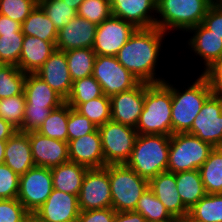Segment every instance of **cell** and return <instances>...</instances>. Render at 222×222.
Listing matches in <instances>:
<instances>
[{
  "mask_svg": "<svg viewBox=\"0 0 222 222\" xmlns=\"http://www.w3.org/2000/svg\"><path fill=\"white\" fill-rule=\"evenodd\" d=\"M170 139L168 135L138 134L126 165L148 181L167 171Z\"/></svg>",
  "mask_w": 222,
  "mask_h": 222,
  "instance_id": "3957f363",
  "label": "cell"
},
{
  "mask_svg": "<svg viewBox=\"0 0 222 222\" xmlns=\"http://www.w3.org/2000/svg\"><path fill=\"white\" fill-rule=\"evenodd\" d=\"M75 110L97 127L111 120L110 97L105 95L81 103Z\"/></svg>",
  "mask_w": 222,
  "mask_h": 222,
  "instance_id": "d590c367",
  "label": "cell"
},
{
  "mask_svg": "<svg viewBox=\"0 0 222 222\" xmlns=\"http://www.w3.org/2000/svg\"><path fill=\"white\" fill-rule=\"evenodd\" d=\"M167 33L158 27L137 28L117 54L118 62L140 82L161 83L156 75L161 45Z\"/></svg>",
  "mask_w": 222,
  "mask_h": 222,
  "instance_id": "6da1fadb",
  "label": "cell"
},
{
  "mask_svg": "<svg viewBox=\"0 0 222 222\" xmlns=\"http://www.w3.org/2000/svg\"><path fill=\"white\" fill-rule=\"evenodd\" d=\"M207 194L222 193V147H215L199 168Z\"/></svg>",
  "mask_w": 222,
  "mask_h": 222,
  "instance_id": "f1b7e54d",
  "label": "cell"
},
{
  "mask_svg": "<svg viewBox=\"0 0 222 222\" xmlns=\"http://www.w3.org/2000/svg\"><path fill=\"white\" fill-rule=\"evenodd\" d=\"M149 188L175 220L189 213L178 194L175 173L161 172L149 181Z\"/></svg>",
  "mask_w": 222,
  "mask_h": 222,
  "instance_id": "44dd1931",
  "label": "cell"
},
{
  "mask_svg": "<svg viewBox=\"0 0 222 222\" xmlns=\"http://www.w3.org/2000/svg\"><path fill=\"white\" fill-rule=\"evenodd\" d=\"M19 178L10 167L0 164V199H14L18 197Z\"/></svg>",
  "mask_w": 222,
  "mask_h": 222,
  "instance_id": "ee69618b",
  "label": "cell"
},
{
  "mask_svg": "<svg viewBox=\"0 0 222 222\" xmlns=\"http://www.w3.org/2000/svg\"><path fill=\"white\" fill-rule=\"evenodd\" d=\"M79 213L77 195L53 189L32 215V222H77Z\"/></svg>",
  "mask_w": 222,
  "mask_h": 222,
  "instance_id": "5bb4252c",
  "label": "cell"
},
{
  "mask_svg": "<svg viewBox=\"0 0 222 222\" xmlns=\"http://www.w3.org/2000/svg\"><path fill=\"white\" fill-rule=\"evenodd\" d=\"M113 222H146V219L134 210L116 212Z\"/></svg>",
  "mask_w": 222,
  "mask_h": 222,
  "instance_id": "f907efd6",
  "label": "cell"
},
{
  "mask_svg": "<svg viewBox=\"0 0 222 222\" xmlns=\"http://www.w3.org/2000/svg\"><path fill=\"white\" fill-rule=\"evenodd\" d=\"M65 53L73 81L92 75L96 53L91 48L73 49Z\"/></svg>",
  "mask_w": 222,
  "mask_h": 222,
  "instance_id": "4dcf8cb0",
  "label": "cell"
},
{
  "mask_svg": "<svg viewBox=\"0 0 222 222\" xmlns=\"http://www.w3.org/2000/svg\"><path fill=\"white\" fill-rule=\"evenodd\" d=\"M17 129L0 117V140H7Z\"/></svg>",
  "mask_w": 222,
  "mask_h": 222,
  "instance_id": "816d5d0a",
  "label": "cell"
},
{
  "mask_svg": "<svg viewBox=\"0 0 222 222\" xmlns=\"http://www.w3.org/2000/svg\"><path fill=\"white\" fill-rule=\"evenodd\" d=\"M98 129L87 117L68 105V142L81 136L95 132Z\"/></svg>",
  "mask_w": 222,
  "mask_h": 222,
  "instance_id": "b9f144b4",
  "label": "cell"
},
{
  "mask_svg": "<svg viewBox=\"0 0 222 222\" xmlns=\"http://www.w3.org/2000/svg\"><path fill=\"white\" fill-rule=\"evenodd\" d=\"M212 93L208 80L202 74L182 93L172 84V135L190 131L195 117Z\"/></svg>",
  "mask_w": 222,
  "mask_h": 222,
  "instance_id": "5b68a950",
  "label": "cell"
},
{
  "mask_svg": "<svg viewBox=\"0 0 222 222\" xmlns=\"http://www.w3.org/2000/svg\"><path fill=\"white\" fill-rule=\"evenodd\" d=\"M88 169L71 161L51 168L53 189L78 196Z\"/></svg>",
  "mask_w": 222,
  "mask_h": 222,
  "instance_id": "484cf974",
  "label": "cell"
},
{
  "mask_svg": "<svg viewBox=\"0 0 222 222\" xmlns=\"http://www.w3.org/2000/svg\"><path fill=\"white\" fill-rule=\"evenodd\" d=\"M172 83L144 82V107L136 125L140 135H172Z\"/></svg>",
  "mask_w": 222,
  "mask_h": 222,
  "instance_id": "7a4b0ae2",
  "label": "cell"
},
{
  "mask_svg": "<svg viewBox=\"0 0 222 222\" xmlns=\"http://www.w3.org/2000/svg\"><path fill=\"white\" fill-rule=\"evenodd\" d=\"M26 105L58 108L65 100L35 73H27L24 81Z\"/></svg>",
  "mask_w": 222,
  "mask_h": 222,
  "instance_id": "d4e9b609",
  "label": "cell"
},
{
  "mask_svg": "<svg viewBox=\"0 0 222 222\" xmlns=\"http://www.w3.org/2000/svg\"><path fill=\"white\" fill-rule=\"evenodd\" d=\"M111 120L136 128L144 107V82L110 97Z\"/></svg>",
  "mask_w": 222,
  "mask_h": 222,
  "instance_id": "9a60e30c",
  "label": "cell"
},
{
  "mask_svg": "<svg viewBox=\"0 0 222 222\" xmlns=\"http://www.w3.org/2000/svg\"><path fill=\"white\" fill-rule=\"evenodd\" d=\"M25 95L0 99V117L19 130L22 127L25 114Z\"/></svg>",
  "mask_w": 222,
  "mask_h": 222,
  "instance_id": "74e56055",
  "label": "cell"
},
{
  "mask_svg": "<svg viewBox=\"0 0 222 222\" xmlns=\"http://www.w3.org/2000/svg\"><path fill=\"white\" fill-rule=\"evenodd\" d=\"M175 179L178 194L188 210L207 194L199 170L177 172Z\"/></svg>",
  "mask_w": 222,
  "mask_h": 222,
  "instance_id": "4316f807",
  "label": "cell"
},
{
  "mask_svg": "<svg viewBox=\"0 0 222 222\" xmlns=\"http://www.w3.org/2000/svg\"><path fill=\"white\" fill-rule=\"evenodd\" d=\"M24 36L23 33H8L0 36V64L18 67Z\"/></svg>",
  "mask_w": 222,
  "mask_h": 222,
  "instance_id": "f35d334b",
  "label": "cell"
},
{
  "mask_svg": "<svg viewBox=\"0 0 222 222\" xmlns=\"http://www.w3.org/2000/svg\"><path fill=\"white\" fill-rule=\"evenodd\" d=\"M137 28L130 22L111 15L97 26L92 50L96 56H117Z\"/></svg>",
  "mask_w": 222,
  "mask_h": 222,
  "instance_id": "4fadbf2b",
  "label": "cell"
},
{
  "mask_svg": "<svg viewBox=\"0 0 222 222\" xmlns=\"http://www.w3.org/2000/svg\"><path fill=\"white\" fill-rule=\"evenodd\" d=\"M188 214L201 222H222V193L206 194Z\"/></svg>",
  "mask_w": 222,
  "mask_h": 222,
  "instance_id": "d6a6232c",
  "label": "cell"
},
{
  "mask_svg": "<svg viewBox=\"0 0 222 222\" xmlns=\"http://www.w3.org/2000/svg\"><path fill=\"white\" fill-rule=\"evenodd\" d=\"M77 197L80 211L112 207L109 165L88 169Z\"/></svg>",
  "mask_w": 222,
  "mask_h": 222,
  "instance_id": "7c38bea8",
  "label": "cell"
},
{
  "mask_svg": "<svg viewBox=\"0 0 222 222\" xmlns=\"http://www.w3.org/2000/svg\"><path fill=\"white\" fill-rule=\"evenodd\" d=\"M101 85L90 75L82 79L73 81L72 89L66 103L76 109L81 103L88 102L94 98L103 96Z\"/></svg>",
  "mask_w": 222,
  "mask_h": 222,
  "instance_id": "836d02e7",
  "label": "cell"
},
{
  "mask_svg": "<svg viewBox=\"0 0 222 222\" xmlns=\"http://www.w3.org/2000/svg\"><path fill=\"white\" fill-rule=\"evenodd\" d=\"M109 181L112 208L116 212L135 210L138 200L149 187V181L126 164H109Z\"/></svg>",
  "mask_w": 222,
  "mask_h": 222,
  "instance_id": "8992f818",
  "label": "cell"
},
{
  "mask_svg": "<svg viewBox=\"0 0 222 222\" xmlns=\"http://www.w3.org/2000/svg\"><path fill=\"white\" fill-rule=\"evenodd\" d=\"M193 36L188 39V46L196 56L203 59L205 71L222 57V38L208 30L202 23L188 30Z\"/></svg>",
  "mask_w": 222,
  "mask_h": 222,
  "instance_id": "7402d4cb",
  "label": "cell"
},
{
  "mask_svg": "<svg viewBox=\"0 0 222 222\" xmlns=\"http://www.w3.org/2000/svg\"><path fill=\"white\" fill-rule=\"evenodd\" d=\"M37 5L38 0H0V15L22 24Z\"/></svg>",
  "mask_w": 222,
  "mask_h": 222,
  "instance_id": "60d3db41",
  "label": "cell"
},
{
  "mask_svg": "<svg viewBox=\"0 0 222 222\" xmlns=\"http://www.w3.org/2000/svg\"><path fill=\"white\" fill-rule=\"evenodd\" d=\"M25 72L14 65H0V99L17 96L24 90Z\"/></svg>",
  "mask_w": 222,
  "mask_h": 222,
  "instance_id": "e575fe53",
  "label": "cell"
},
{
  "mask_svg": "<svg viewBox=\"0 0 222 222\" xmlns=\"http://www.w3.org/2000/svg\"><path fill=\"white\" fill-rule=\"evenodd\" d=\"M22 24L10 19L9 17L0 15V36L8 33H22Z\"/></svg>",
  "mask_w": 222,
  "mask_h": 222,
  "instance_id": "681fc988",
  "label": "cell"
},
{
  "mask_svg": "<svg viewBox=\"0 0 222 222\" xmlns=\"http://www.w3.org/2000/svg\"><path fill=\"white\" fill-rule=\"evenodd\" d=\"M105 164H126L138 136L135 128L112 120L98 127Z\"/></svg>",
  "mask_w": 222,
  "mask_h": 222,
  "instance_id": "ba28073f",
  "label": "cell"
},
{
  "mask_svg": "<svg viewBox=\"0 0 222 222\" xmlns=\"http://www.w3.org/2000/svg\"><path fill=\"white\" fill-rule=\"evenodd\" d=\"M21 30L25 36H35L56 46L58 31L39 5L24 20Z\"/></svg>",
  "mask_w": 222,
  "mask_h": 222,
  "instance_id": "83f0119b",
  "label": "cell"
},
{
  "mask_svg": "<svg viewBox=\"0 0 222 222\" xmlns=\"http://www.w3.org/2000/svg\"><path fill=\"white\" fill-rule=\"evenodd\" d=\"M175 222H201V221H198L193 217H191L189 214H186L183 217L176 219Z\"/></svg>",
  "mask_w": 222,
  "mask_h": 222,
  "instance_id": "11a10c76",
  "label": "cell"
},
{
  "mask_svg": "<svg viewBox=\"0 0 222 222\" xmlns=\"http://www.w3.org/2000/svg\"><path fill=\"white\" fill-rule=\"evenodd\" d=\"M115 213L112 207L80 211L77 222H113Z\"/></svg>",
  "mask_w": 222,
  "mask_h": 222,
  "instance_id": "bcb514c9",
  "label": "cell"
},
{
  "mask_svg": "<svg viewBox=\"0 0 222 222\" xmlns=\"http://www.w3.org/2000/svg\"><path fill=\"white\" fill-rule=\"evenodd\" d=\"M5 148H6V140H0V164L4 163Z\"/></svg>",
  "mask_w": 222,
  "mask_h": 222,
  "instance_id": "db71d44e",
  "label": "cell"
},
{
  "mask_svg": "<svg viewBox=\"0 0 222 222\" xmlns=\"http://www.w3.org/2000/svg\"><path fill=\"white\" fill-rule=\"evenodd\" d=\"M53 191L51 169L35 166L20 175L17 199L33 215Z\"/></svg>",
  "mask_w": 222,
  "mask_h": 222,
  "instance_id": "30bf717a",
  "label": "cell"
},
{
  "mask_svg": "<svg viewBox=\"0 0 222 222\" xmlns=\"http://www.w3.org/2000/svg\"><path fill=\"white\" fill-rule=\"evenodd\" d=\"M77 15L98 26L112 15L110 0H83Z\"/></svg>",
  "mask_w": 222,
  "mask_h": 222,
  "instance_id": "ab89813d",
  "label": "cell"
},
{
  "mask_svg": "<svg viewBox=\"0 0 222 222\" xmlns=\"http://www.w3.org/2000/svg\"><path fill=\"white\" fill-rule=\"evenodd\" d=\"M213 3L214 0H157L156 27L165 33L172 29L187 32L202 23Z\"/></svg>",
  "mask_w": 222,
  "mask_h": 222,
  "instance_id": "277c9868",
  "label": "cell"
},
{
  "mask_svg": "<svg viewBox=\"0 0 222 222\" xmlns=\"http://www.w3.org/2000/svg\"><path fill=\"white\" fill-rule=\"evenodd\" d=\"M68 104L65 102L60 107L52 110L36 132L39 134L68 142Z\"/></svg>",
  "mask_w": 222,
  "mask_h": 222,
  "instance_id": "1f68e13d",
  "label": "cell"
},
{
  "mask_svg": "<svg viewBox=\"0 0 222 222\" xmlns=\"http://www.w3.org/2000/svg\"><path fill=\"white\" fill-rule=\"evenodd\" d=\"M201 74L208 80L213 93L222 94V57Z\"/></svg>",
  "mask_w": 222,
  "mask_h": 222,
  "instance_id": "c3c4849f",
  "label": "cell"
},
{
  "mask_svg": "<svg viewBox=\"0 0 222 222\" xmlns=\"http://www.w3.org/2000/svg\"><path fill=\"white\" fill-rule=\"evenodd\" d=\"M55 50L52 42L24 36L18 68L25 73H36Z\"/></svg>",
  "mask_w": 222,
  "mask_h": 222,
  "instance_id": "cb8c5ba5",
  "label": "cell"
},
{
  "mask_svg": "<svg viewBox=\"0 0 222 222\" xmlns=\"http://www.w3.org/2000/svg\"><path fill=\"white\" fill-rule=\"evenodd\" d=\"M56 108L25 106V114L21 132L37 131L48 115Z\"/></svg>",
  "mask_w": 222,
  "mask_h": 222,
  "instance_id": "f6af8a7d",
  "label": "cell"
},
{
  "mask_svg": "<svg viewBox=\"0 0 222 222\" xmlns=\"http://www.w3.org/2000/svg\"><path fill=\"white\" fill-rule=\"evenodd\" d=\"M62 1L70 5V8H73L76 11L78 10L80 4L83 2V0H62Z\"/></svg>",
  "mask_w": 222,
  "mask_h": 222,
  "instance_id": "f5cc1de1",
  "label": "cell"
},
{
  "mask_svg": "<svg viewBox=\"0 0 222 222\" xmlns=\"http://www.w3.org/2000/svg\"><path fill=\"white\" fill-rule=\"evenodd\" d=\"M35 166L53 168L69 161L68 142L28 132Z\"/></svg>",
  "mask_w": 222,
  "mask_h": 222,
  "instance_id": "2e32d148",
  "label": "cell"
},
{
  "mask_svg": "<svg viewBox=\"0 0 222 222\" xmlns=\"http://www.w3.org/2000/svg\"><path fill=\"white\" fill-rule=\"evenodd\" d=\"M214 147L188 133L171 135L167 171L199 170Z\"/></svg>",
  "mask_w": 222,
  "mask_h": 222,
  "instance_id": "52a82bcc",
  "label": "cell"
},
{
  "mask_svg": "<svg viewBox=\"0 0 222 222\" xmlns=\"http://www.w3.org/2000/svg\"><path fill=\"white\" fill-rule=\"evenodd\" d=\"M0 222H32V215L17 199H0Z\"/></svg>",
  "mask_w": 222,
  "mask_h": 222,
  "instance_id": "7bdbcfd3",
  "label": "cell"
},
{
  "mask_svg": "<svg viewBox=\"0 0 222 222\" xmlns=\"http://www.w3.org/2000/svg\"><path fill=\"white\" fill-rule=\"evenodd\" d=\"M188 134L215 147H222V94L212 93L195 117Z\"/></svg>",
  "mask_w": 222,
  "mask_h": 222,
  "instance_id": "8fae6325",
  "label": "cell"
},
{
  "mask_svg": "<svg viewBox=\"0 0 222 222\" xmlns=\"http://www.w3.org/2000/svg\"><path fill=\"white\" fill-rule=\"evenodd\" d=\"M4 164L19 176L35 167L28 132L17 130L6 140Z\"/></svg>",
  "mask_w": 222,
  "mask_h": 222,
  "instance_id": "603a6c76",
  "label": "cell"
},
{
  "mask_svg": "<svg viewBox=\"0 0 222 222\" xmlns=\"http://www.w3.org/2000/svg\"><path fill=\"white\" fill-rule=\"evenodd\" d=\"M156 3L157 0H110L112 15L136 28L156 26Z\"/></svg>",
  "mask_w": 222,
  "mask_h": 222,
  "instance_id": "ac0fdd59",
  "label": "cell"
},
{
  "mask_svg": "<svg viewBox=\"0 0 222 222\" xmlns=\"http://www.w3.org/2000/svg\"><path fill=\"white\" fill-rule=\"evenodd\" d=\"M202 24L211 32L222 38V9L213 3L207 10Z\"/></svg>",
  "mask_w": 222,
  "mask_h": 222,
  "instance_id": "7dc6e473",
  "label": "cell"
},
{
  "mask_svg": "<svg viewBox=\"0 0 222 222\" xmlns=\"http://www.w3.org/2000/svg\"><path fill=\"white\" fill-rule=\"evenodd\" d=\"M35 74L66 101L70 95L73 80L64 51L56 49Z\"/></svg>",
  "mask_w": 222,
  "mask_h": 222,
  "instance_id": "e0dca14e",
  "label": "cell"
},
{
  "mask_svg": "<svg viewBox=\"0 0 222 222\" xmlns=\"http://www.w3.org/2000/svg\"><path fill=\"white\" fill-rule=\"evenodd\" d=\"M134 211L139 212L146 222H175V219L149 187L138 200Z\"/></svg>",
  "mask_w": 222,
  "mask_h": 222,
  "instance_id": "f546056e",
  "label": "cell"
},
{
  "mask_svg": "<svg viewBox=\"0 0 222 222\" xmlns=\"http://www.w3.org/2000/svg\"><path fill=\"white\" fill-rule=\"evenodd\" d=\"M68 150L71 162L84 165L89 169L106 166L98 129L78 139L70 140Z\"/></svg>",
  "mask_w": 222,
  "mask_h": 222,
  "instance_id": "ffe728a7",
  "label": "cell"
},
{
  "mask_svg": "<svg viewBox=\"0 0 222 222\" xmlns=\"http://www.w3.org/2000/svg\"><path fill=\"white\" fill-rule=\"evenodd\" d=\"M214 3L222 9V0H214Z\"/></svg>",
  "mask_w": 222,
  "mask_h": 222,
  "instance_id": "9f6ffc18",
  "label": "cell"
},
{
  "mask_svg": "<svg viewBox=\"0 0 222 222\" xmlns=\"http://www.w3.org/2000/svg\"><path fill=\"white\" fill-rule=\"evenodd\" d=\"M38 5L53 22L57 31L77 15V11L62 0H38Z\"/></svg>",
  "mask_w": 222,
  "mask_h": 222,
  "instance_id": "8d00e7d4",
  "label": "cell"
},
{
  "mask_svg": "<svg viewBox=\"0 0 222 222\" xmlns=\"http://www.w3.org/2000/svg\"><path fill=\"white\" fill-rule=\"evenodd\" d=\"M92 76L108 97L130 90L140 83L115 56H96Z\"/></svg>",
  "mask_w": 222,
  "mask_h": 222,
  "instance_id": "9c48e42d",
  "label": "cell"
},
{
  "mask_svg": "<svg viewBox=\"0 0 222 222\" xmlns=\"http://www.w3.org/2000/svg\"><path fill=\"white\" fill-rule=\"evenodd\" d=\"M97 25L76 15L58 31L56 49L68 51L93 47Z\"/></svg>",
  "mask_w": 222,
  "mask_h": 222,
  "instance_id": "d6986e66",
  "label": "cell"
}]
</instances>
